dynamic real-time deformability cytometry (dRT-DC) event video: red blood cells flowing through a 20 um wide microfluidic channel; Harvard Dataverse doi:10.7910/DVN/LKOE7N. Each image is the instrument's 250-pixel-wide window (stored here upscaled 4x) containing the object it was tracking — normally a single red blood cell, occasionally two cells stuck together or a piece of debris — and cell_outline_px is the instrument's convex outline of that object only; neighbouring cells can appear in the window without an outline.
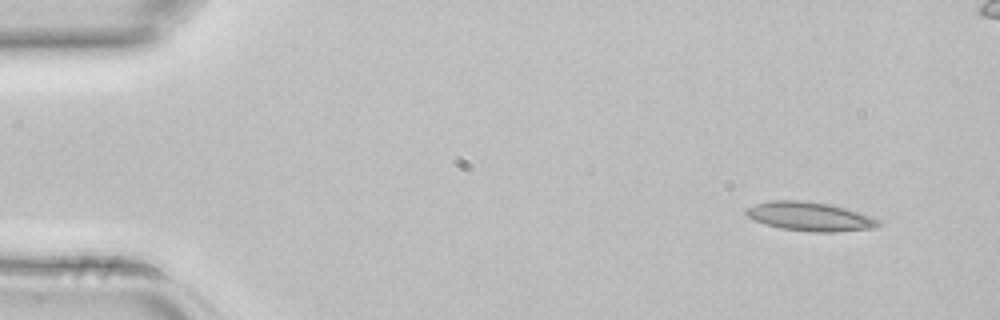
{"species": "common noctule bat (a hibernating species)", "species_latin": "Nyctalus noctula", "temperature_condition": "room temperature", "stored_images_in_passage": 4, "camera_frame_rate_fps": 3000, "um_per_image_px": 0.085, "animal": {"sex": "female", "body_mass_g": 22.7, "forearm_length_mm": 54.2}, "frame": {"image": 1, "passage_image": 1, "time_ms": 0.0, "image_size_px": [1000, 320], "cell_outline_px": [[884, 224], [876, 228], [832, 232], [808, 232], [780, 228], [764, 224], [748, 216], [744, 212], [748, 208], [756, 204], [768, 200], [800, 200], [828, 204], [844, 208], [872, 216], [880, 220]], "centroid_in_image_um": [68.88, 18.41], "position_along_channel_um": 16.1, "area_um2": 22.37}}